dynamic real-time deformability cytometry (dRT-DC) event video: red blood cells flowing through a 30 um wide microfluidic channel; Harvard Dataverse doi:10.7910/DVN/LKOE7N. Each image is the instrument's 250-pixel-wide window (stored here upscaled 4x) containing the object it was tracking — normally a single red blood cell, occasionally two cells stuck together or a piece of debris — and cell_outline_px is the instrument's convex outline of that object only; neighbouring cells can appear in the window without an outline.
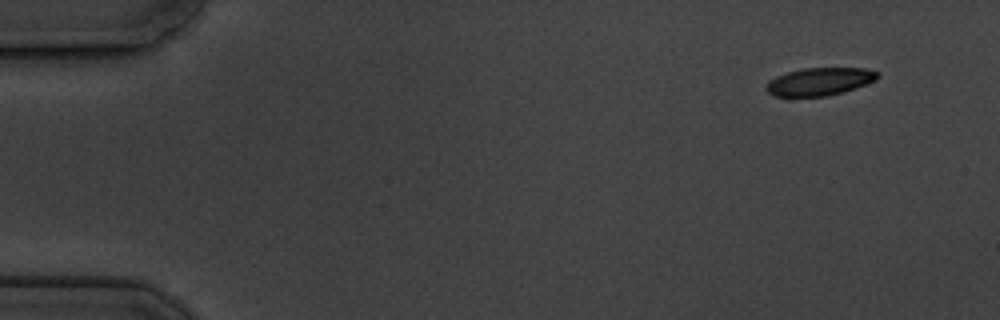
{"species": "common noctule bat (a hibernating species)", "species_latin": "Nyctalus noctula", "temperature_condition": "cold", "stored_images_in_passage": 4, "camera_frame_rate_fps": 3000, "um_per_image_px": 0.085, "animal": {"sex": "male", "body_mass_g": 19.5, "forearm_length_mm": 54.6}, "frame": {"image": 1, "passage_image": 1, "time_ms": 0.0, "image_size_px": [1000, 320], "cell_outline_px": [[880, 76], [876, 80], [856, 88], [844, 92], [828, 96], [792, 100], [788, 100], [772, 96], [764, 88], [776, 76], [788, 72], [804, 68], [864, 68], [880, 72]], "centroid_in_image_um": [69.62, 7.0], "position_along_channel_um": 15.4, "area_um2": 18.9}}